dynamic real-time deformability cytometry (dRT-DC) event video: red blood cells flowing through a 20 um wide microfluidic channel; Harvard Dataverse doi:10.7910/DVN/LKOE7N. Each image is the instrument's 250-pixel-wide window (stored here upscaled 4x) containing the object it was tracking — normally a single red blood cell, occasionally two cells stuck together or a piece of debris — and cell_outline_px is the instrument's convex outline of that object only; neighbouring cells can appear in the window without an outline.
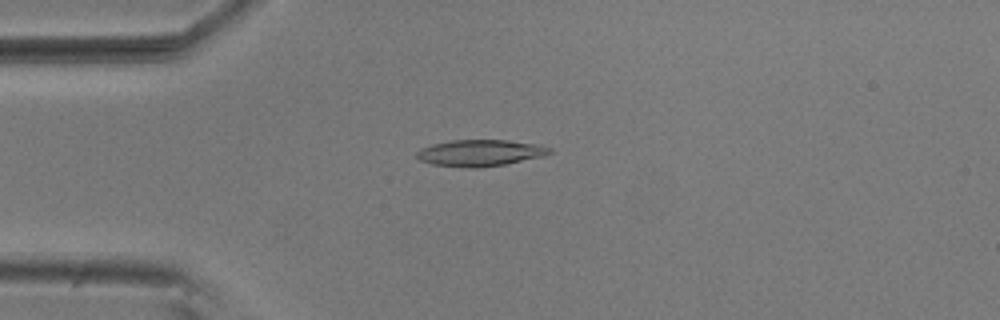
{"species": "common noctule bat (a hibernating species)", "species_latin": "Nyctalus noctula", "temperature_condition": "room temperature", "stored_images_in_passage": 8, "camera_frame_rate_fps": 3000, "um_per_image_px": 0.085, "animal": {"sex": "male", "body_mass_g": 20.5, "forearm_length_mm": 52.5}, "frame": {"image": 1, "passage_image": 2, "time_ms": 0.333, "image_size_px": [1000, 320], "cell_outline_px": [[552, 152], [544, 156], [504, 164], [480, 168], [468, 168], [432, 164], [420, 160], [416, 156], [416, 152], [420, 148], [432, 144], [452, 140], [508, 140], [536, 144], [552, 148]], "centroid_in_image_um": [40.8, 13.0], "position_along_channel_um": 44.2, "area_um2": 20.52}}
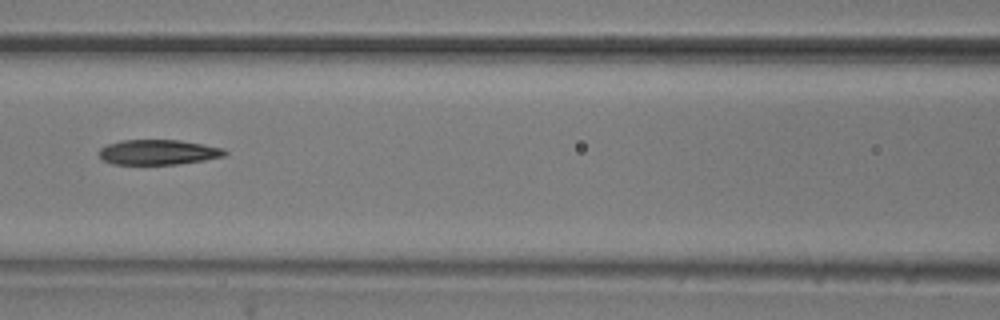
{"frame": {"image": 2, "passage_image": 5, "time_ms": 1.333, "image_size_px": [1000, 320], "cell_outline_px": [[228, 152], [224, 156], [204, 160], [176, 164], [112, 164], [104, 160], [100, 156], [100, 148], [108, 144], [120, 140], [180, 140], [204, 144], [224, 148]], "centroid_in_image_um": [13.47, 12.93], "position_along_channel_um": 153.1, "area_um2": 18.32}}
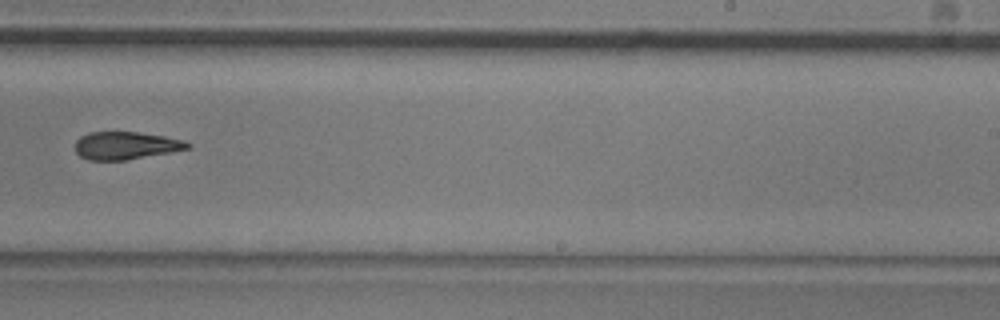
{"frame": {"image": 3, "passage_image": 8, "time_ms": 2.333, "image_size_px": [1000, 320], "cell_outline_px": [[192, 148], [124, 160], [88, 160], [80, 156], [76, 152], [76, 140], [80, 136], [88, 132], [136, 132], [164, 136], [184, 140], [192, 144]], "centroid_in_image_um": [10.69, 12.36], "position_along_channel_um": 278.3, "area_um2": 18.09}}